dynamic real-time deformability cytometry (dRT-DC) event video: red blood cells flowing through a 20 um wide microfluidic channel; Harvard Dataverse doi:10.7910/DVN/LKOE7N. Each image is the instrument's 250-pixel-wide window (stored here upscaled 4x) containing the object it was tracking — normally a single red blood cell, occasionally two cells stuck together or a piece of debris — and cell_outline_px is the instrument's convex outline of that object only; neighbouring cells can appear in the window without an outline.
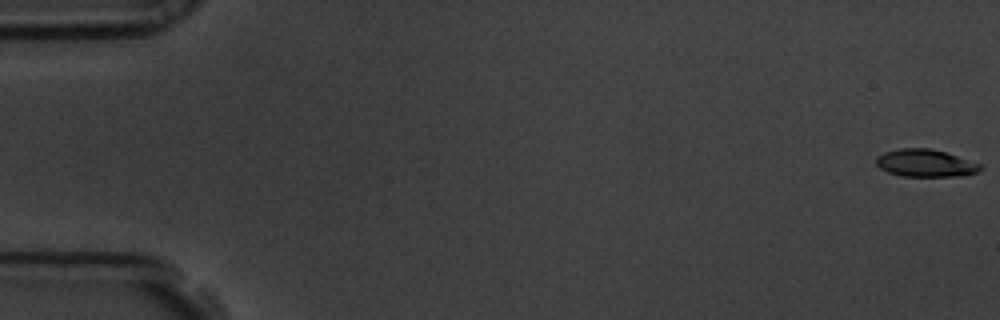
{"species": "common noctule bat (a hibernating species)", "species_latin": "Nyctalus noctula", "temperature_condition": "room temperature", "stored_images_in_passage": 58, "camera_frame_rate_fps": 3000, "um_per_image_px": 0.085, "animal": {"sex": "male", "body_mass_g": 19.5, "forearm_length_mm": 54.6}, "frame": {"image": 1, "passage_image": 1, "time_ms": 0.0, "image_size_px": [1000, 320], "cell_outline_px": [[984, 168], [968, 176], [904, 176], [888, 172], [880, 168], [876, 164], [876, 156], [884, 152], [900, 148], [928, 148], [944, 152], [984, 164]], "centroid_in_image_um": [78.71, 13.87], "position_along_channel_um": 6.3, "area_um2": 16.82}}
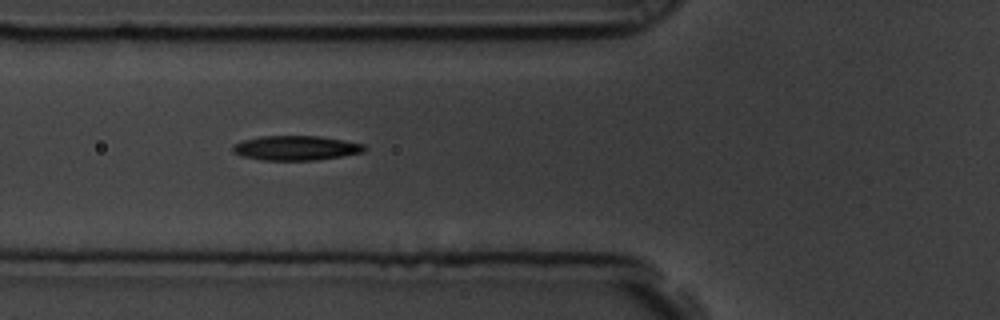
{"frame": {"image": 2, "passage_image": 22, "time_ms": 7.0, "image_size_px": [1000, 320], "cell_outline_px": [[368, 148], [364, 152], [316, 160], [260, 160], [244, 156], [232, 152], [232, 144], [240, 140], [260, 136], [320, 136], [344, 140], [364, 144]], "centroid_in_image_um": [25.13, 12.57], "position_along_channel_um": 100.7, "area_um2": 19.02}}
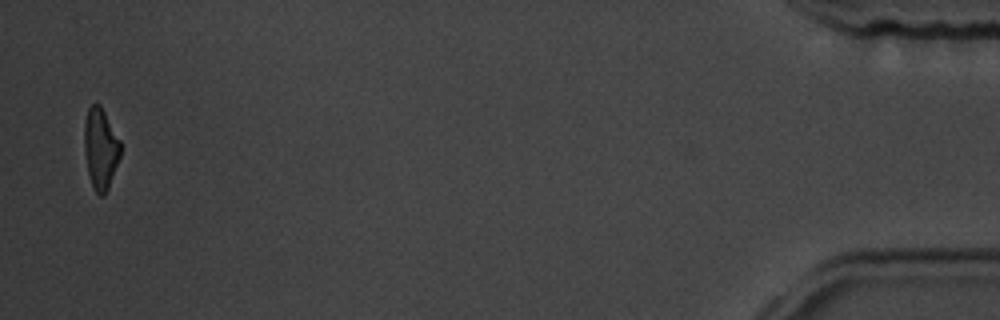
{"frame": {"image": 3, "passage_image": 57, "time_ms": 18.667, "image_size_px": [1000, 320], "cell_outline_px": [[120, 156], [108, 188], [104, 196], [100, 196], [96, 192], [92, 184], [88, 172], [84, 152], [84, 120], [88, 108], [92, 104], [100, 104], [120, 140]], "centroid_in_image_um": [8.53, 12.61], "position_along_channel_um": 426.7, "area_um2": 16.99}, "authors_computed_cell_mechanics": {"area_um2": 18.1203, "velocity_mm_per_s": 3.565, "shape_relaxation_time_tau1_ms": 4.3544, "shape_relaxation_time_tau2_ms": 8.0396, "deformation_change_tau1": 0.1475, "deformation_change_tau2": 0.1962}}